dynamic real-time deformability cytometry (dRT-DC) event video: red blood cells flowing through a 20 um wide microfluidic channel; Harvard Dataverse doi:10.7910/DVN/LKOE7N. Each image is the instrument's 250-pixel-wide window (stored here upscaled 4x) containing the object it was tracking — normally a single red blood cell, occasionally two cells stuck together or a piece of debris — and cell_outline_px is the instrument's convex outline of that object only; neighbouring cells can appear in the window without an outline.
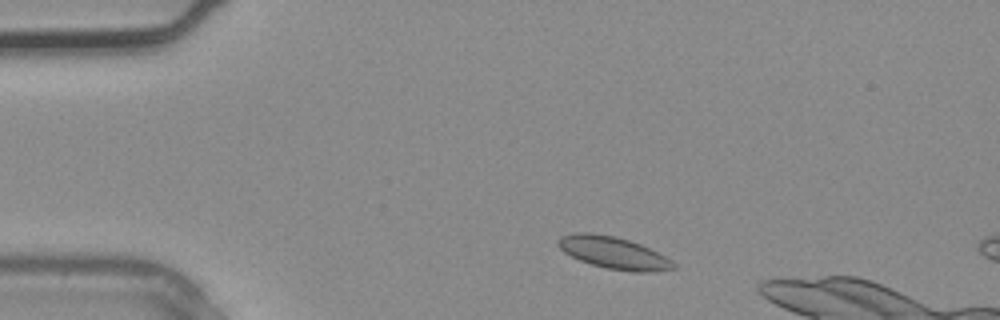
{"species": "common noctule bat (a hibernating species)", "species_latin": "Nyctalus noctula", "temperature_condition": "warm", "stored_images_in_passage": 3, "camera_frame_rate_fps": 3000, "um_per_image_px": 0.085, "animal": {"sex": "male", "body_mass_g": 20.4}, "frame": {"image": 1, "passage_image": 2, "time_ms": 0.333, "image_size_px": [1000, 320], "cell_outline_px": [[676, 268], [652, 272], [632, 272], [608, 268], [592, 264], [580, 260], [564, 252], [560, 248], [560, 236], [572, 232], [588, 232], [616, 236], [640, 244], [672, 260], [676, 264]], "centroid_in_image_um": [52.17, 21.48], "position_along_channel_um": 32.8, "area_um2": 21.33}}
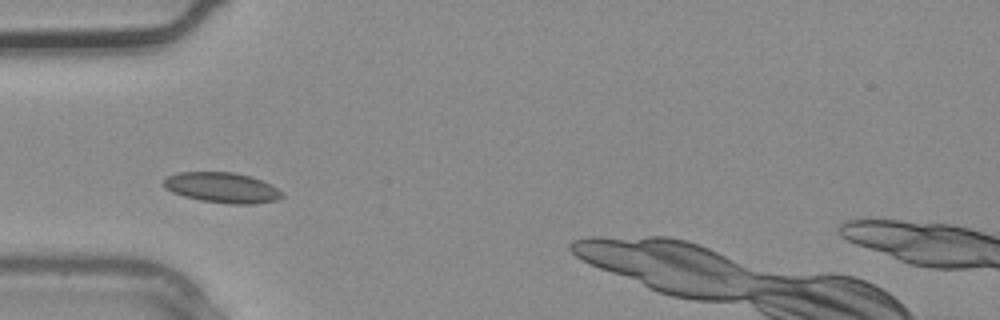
{"frame": {"image": 2, "passage_image": 3, "time_ms": 0.667, "image_size_px": [1000, 320], "cell_outline_px": [[284, 196], [276, 200], [252, 204], [232, 204], [200, 200], [184, 196], [172, 192], [164, 188], [164, 180], [168, 176], [180, 172], [232, 172], [252, 176], [284, 192]], "centroid_in_image_um": [18.88, 15.95], "position_along_channel_um": 66.1, "area_um2": 20.81}}